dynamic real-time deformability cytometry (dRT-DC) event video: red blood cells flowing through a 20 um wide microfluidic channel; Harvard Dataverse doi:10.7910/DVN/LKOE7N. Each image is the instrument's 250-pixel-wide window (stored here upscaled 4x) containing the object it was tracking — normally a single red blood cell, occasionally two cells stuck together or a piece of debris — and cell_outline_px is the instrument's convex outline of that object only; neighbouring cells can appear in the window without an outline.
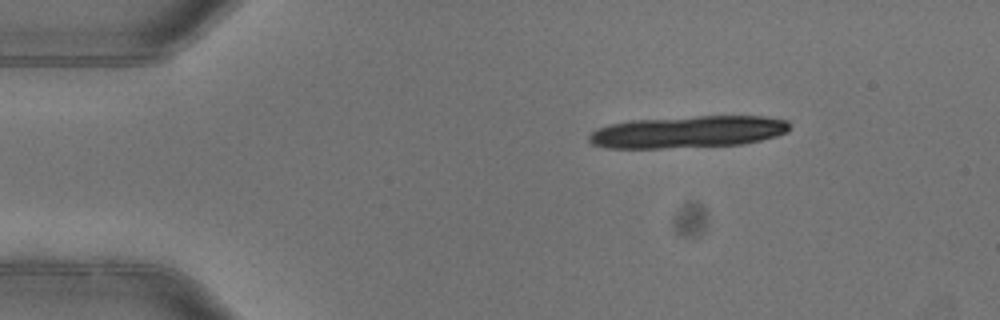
{"species": "common noctule bat (a hibernating species)", "species_latin": "Nyctalus noctula", "temperature_condition": "warm", "stored_images_in_passage": 3, "camera_frame_rate_fps": 3000, "um_per_image_px": 0.085, "animal": {"sex": "female"}, "frame": {"image": 1, "passage_image": 1, "time_ms": 0.0, "image_size_px": [1000, 320], "cell_outline_px": [[788, 132], [776, 136], [744, 144], [660, 148], [604, 148], [592, 144], [588, 140], [588, 136], [596, 128], [628, 120], [696, 116], [764, 116], [788, 120]], "centroid_in_image_um": [58.45, 11.2], "position_along_channel_um": 26.6, "area_um2": 37.51}}
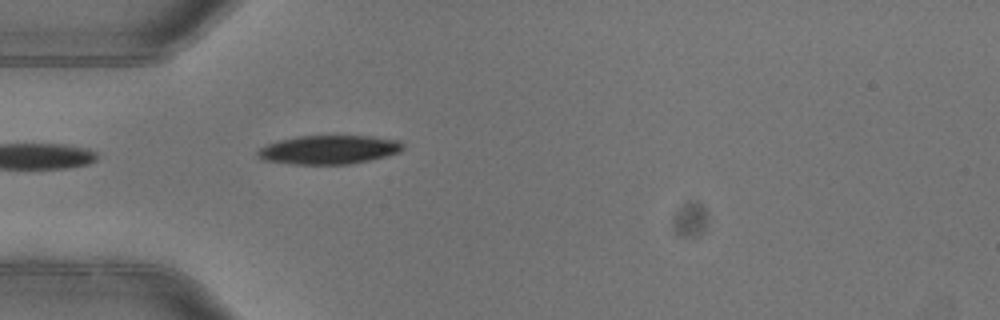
{"frame": {"image": 2, "passage_image": 3, "time_ms": 0.667, "image_size_px": [1000, 320], "cell_outline_px": [[404, 148], [400, 152], [368, 160], [348, 164], [288, 164], [264, 160], [256, 156], [256, 152], [260, 148], [268, 144], [280, 140], [300, 136], [372, 136], [400, 140], [404, 144]], "centroid_in_image_um": [27.96, 12.72], "position_along_channel_um": 57.0, "area_um2": 24.33}}